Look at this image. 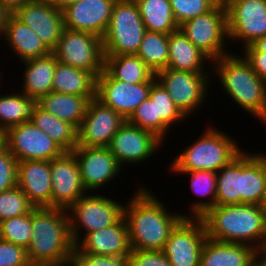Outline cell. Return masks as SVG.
Masks as SVG:
<instances>
[{"instance_id": "cell-23", "label": "cell", "mask_w": 266, "mask_h": 266, "mask_svg": "<svg viewBox=\"0 0 266 266\" xmlns=\"http://www.w3.org/2000/svg\"><path fill=\"white\" fill-rule=\"evenodd\" d=\"M168 45L167 68L188 72H212L209 70L212 69V60L197 48L180 29L168 35ZM209 66L210 68H208Z\"/></svg>"}, {"instance_id": "cell-38", "label": "cell", "mask_w": 266, "mask_h": 266, "mask_svg": "<svg viewBox=\"0 0 266 266\" xmlns=\"http://www.w3.org/2000/svg\"><path fill=\"white\" fill-rule=\"evenodd\" d=\"M149 98L155 99L156 118H161L171 129L174 125L176 126L182 123L181 121H183V123H185V120L188 121L175 106L172 98L163 85L157 80L151 85Z\"/></svg>"}, {"instance_id": "cell-55", "label": "cell", "mask_w": 266, "mask_h": 266, "mask_svg": "<svg viewBox=\"0 0 266 266\" xmlns=\"http://www.w3.org/2000/svg\"><path fill=\"white\" fill-rule=\"evenodd\" d=\"M217 4L226 5L230 0H214Z\"/></svg>"}, {"instance_id": "cell-3", "label": "cell", "mask_w": 266, "mask_h": 266, "mask_svg": "<svg viewBox=\"0 0 266 266\" xmlns=\"http://www.w3.org/2000/svg\"><path fill=\"white\" fill-rule=\"evenodd\" d=\"M240 55L232 52L212 61V75L218 77L221 89L238 108L258 118V123L266 127V81Z\"/></svg>"}, {"instance_id": "cell-36", "label": "cell", "mask_w": 266, "mask_h": 266, "mask_svg": "<svg viewBox=\"0 0 266 266\" xmlns=\"http://www.w3.org/2000/svg\"><path fill=\"white\" fill-rule=\"evenodd\" d=\"M136 55L156 74L168 66V35L146 31Z\"/></svg>"}, {"instance_id": "cell-47", "label": "cell", "mask_w": 266, "mask_h": 266, "mask_svg": "<svg viewBox=\"0 0 266 266\" xmlns=\"http://www.w3.org/2000/svg\"><path fill=\"white\" fill-rule=\"evenodd\" d=\"M12 14L13 13L0 2V40H2L5 27Z\"/></svg>"}, {"instance_id": "cell-6", "label": "cell", "mask_w": 266, "mask_h": 266, "mask_svg": "<svg viewBox=\"0 0 266 266\" xmlns=\"http://www.w3.org/2000/svg\"><path fill=\"white\" fill-rule=\"evenodd\" d=\"M146 28L135 0H116L102 37L104 55L136 54Z\"/></svg>"}, {"instance_id": "cell-46", "label": "cell", "mask_w": 266, "mask_h": 266, "mask_svg": "<svg viewBox=\"0 0 266 266\" xmlns=\"http://www.w3.org/2000/svg\"><path fill=\"white\" fill-rule=\"evenodd\" d=\"M243 57L250 63L253 71L264 81H266V56L259 51H240Z\"/></svg>"}, {"instance_id": "cell-16", "label": "cell", "mask_w": 266, "mask_h": 266, "mask_svg": "<svg viewBox=\"0 0 266 266\" xmlns=\"http://www.w3.org/2000/svg\"><path fill=\"white\" fill-rule=\"evenodd\" d=\"M51 178V208L68 210L81 196L88 193L72 151L64 152L51 160Z\"/></svg>"}, {"instance_id": "cell-5", "label": "cell", "mask_w": 266, "mask_h": 266, "mask_svg": "<svg viewBox=\"0 0 266 266\" xmlns=\"http://www.w3.org/2000/svg\"><path fill=\"white\" fill-rule=\"evenodd\" d=\"M211 125V126H210ZM210 125L188 147L182 149L170 162V172L199 170L219 171L237 157L243 149L237 140Z\"/></svg>"}, {"instance_id": "cell-7", "label": "cell", "mask_w": 266, "mask_h": 266, "mask_svg": "<svg viewBox=\"0 0 266 266\" xmlns=\"http://www.w3.org/2000/svg\"><path fill=\"white\" fill-rule=\"evenodd\" d=\"M101 194L86 193L68 209L70 237L74 245L86 234L116 224L123 217L124 204ZM82 231L84 235L81 236Z\"/></svg>"}, {"instance_id": "cell-21", "label": "cell", "mask_w": 266, "mask_h": 266, "mask_svg": "<svg viewBox=\"0 0 266 266\" xmlns=\"http://www.w3.org/2000/svg\"><path fill=\"white\" fill-rule=\"evenodd\" d=\"M51 161L25 160L17 165V186L35 208L51 207Z\"/></svg>"}, {"instance_id": "cell-22", "label": "cell", "mask_w": 266, "mask_h": 266, "mask_svg": "<svg viewBox=\"0 0 266 266\" xmlns=\"http://www.w3.org/2000/svg\"><path fill=\"white\" fill-rule=\"evenodd\" d=\"M73 251L106 256H128L131 247L124 217L116 224L86 234L74 245Z\"/></svg>"}, {"instance_id": "cell-39", "label": "cell", "mask_w": 266, "mask_h": 266, "mask_svg": "<svg viewBox=\"0 0 266 266\" xmlns=\"http://www.w3.org/2000/svg\"><path fill=\"white\" fill-rule=\"evenodd\" d=\"M32 237L31 212L0 222V239L27 249Z\"/></svg>"}, {"instance_id": "cell-52", "label": "cell", "mask_w": 266, "mask_h": 266, "mask_svg": "<svg viewBox=\"0 0 266 266\" xmlns=\"http://www.w3.org/2000/svg\"><path fill=\"white\" fill-rule=\"evenodd\" d=\"M7 147L6 129L0 128V152Z\"/></svg>"}, {"instance_id": "cell-32", "label": "cell", "mask_w": 266, "mask_h": 266, "mask_svg": "<svg viewBox=\"0 0 266 266\" xmlns=\"http://www.w3.org/2000/svg\"><path fill=\"white\" fill-rule=\"evenodd\" d=\"M14 91L0 95V128L6 130L31 121L38 106V99L30 98L21 91Z\"/></svg>"}, {"instance_id": "cell-48", "label": "cell", "mask_w": 266, "mask_h": 266, "mask_svg": "<svg viewBox=\"0 0 266 266\" xmlns=\"http://www.w3.org/2000/svg\"><path fill=\"white\" fill-rule=\"evenodd\" d=\"M251 266H266V248L255 249L252 257Z\"/></svg>"}, {"instance_id": "cell-30", "label": "cell", "mask_w": 266, "mask_h": 266, "mask_svg": "<svg viewBox=\"0 0 266 266\" xmlns=\"http://www.w3.org/2000/svg\"><path fill=\"white\" fill-rule=\"evenodd\" d=\"M104 69L114 78L130 84L154 82L155 73L136 55H104Z\"/></svg>"}, {"instance_id": "cell-35", "label": "cell", "mask_w": 266, "mask_h": 266, "mask_svg": "<svg viewBox=\"0 0 266 266\" xmlns=\"http://www.w3.org/2000/svg\"><path fill=\"white\" fill-rule=\"evenodd\" d=\"M146 31L169 35L179 29L169 0H135Z\"/></svg>"}, {"instance_id": "cell-28", "label": "cell", "mask_w": 266, "mask_h": 266, "mask_svg": "<svg viewBox=\"0 0 266 266\" xmlns=\"http://www.w3.org/2000/svg\"><path fill=\"white\" fill-rule=\"evenodd\" d=\"M92 99H94L93 96L50 92L38 100V105L78 129L85 116L88 103Z\"/></svg>"}, {"instance_id": "cell-17", "label": "cell", "mask_w": 266, "mask_h": 266, "mask_svg": "<svg viewBox=\"0 0 266 266\" xmlns=\"http://www.w3.org/2000/svg\"><path fill=\"white\" fill-rule=\"evenodd\" d=\"M153 82L130 84L114 79L105 69L97 77L96 99L126 120L149 97Z\"/></svg>"}, {"instance_id": "cell-41", "label": "cell", "mask_w": 266, "mask_h": 266, "mask_svg": "<svg viewBox=\"0 0 266 266\" xmlns=\"http://www.w3.org/2000/svg\"><path fill=\"white\" fill-rule=\"evenodd\" d=\"M169 2L179 26L210 11L217 4L214 0H169Z\"/></svg>"}, {"instance_id": "cell-26", "label": "cell", "mask_w": 266, "mask_h": 266, "mask_svg": "<svg viewBox=\"0 0 266 266\" xmlns=\"http://www.w3.org/2000/svg\"><path fill=\"white\" fill-rule=\"evenodd\" d=\"M255 248L247 244L215 241L207 238L200 266H251Z\"/></svg>"}, {"instance_id": "cell-8", "label": "cell", "mask_w": 266, "mask_h": 266, "mask_svg": "<svg viewBox=\"0 0 266 266\" xmlns=\"http://www.w3.org/2000/svg\"><path fill=\"white\" fill-rule=\"evenodd\" d=\"M210 74L211 72H188L166 68L158 71L155 77L169 93L175 106L189 119L207 103V96L211 93L209 88L213 82V76Z\"/></svg>"}, {"instance_id": "cell-34", "label": "cell", "mask_w": 266, "mask_h": 266, "mask_svg": "<svg viewBox=\"0 0 266 266\" xmlns=\"http://www.w3.org/2000/svg\"><path fill=\"white\" fill-rule=\"evenodd\" d=\"M31 121L46 132L65 152L73 151L78 145V129L71 123L45 111L39 105Z\"/></svg>"}, {"instance_id": "cell-18", "label": "cell", "mask_w": 266, "mask_h": 266, "mask_svg": "<svg viewBox=\"0 0 266 266\" xmlns=\"http://www.w3.org/2000/svg\"><path fill=\"white\" fill-rule=\"evenodd\" d=\"M72 152L78 161L84 187L89 192L103 190L104 185L115 181L123 170L108 147L76 146Z\"/></svg>"}, {"instance_id": "cell-2", "label": "cell", "mask_w": 266, "mask_h": 266, "mask_svg": "<svg viewBox=\"0 0 266 266\" xmlns=\"http://www.w3.org/2000/svg\"><path fill=\"white\" fill-rule=\"evenodd\" d=\"M200 218L207 238L255 249L266 246V215L258 205H216Z\"/></svg>"}, {"instance_id": "cell-4", "label": "cell", "mask_w": 266, "mask_h": 266, "mask_svg": "<svg viewBox=\"0 0 266 266\" xmlns=\"http://www.w3.org/2000/svg\"><path fill=\"white\" fill-rule=\"evenodd\" d=\"M32 237L27 257L33 263L72 264L68 210L41 207L31 211Z\"/></svg>"}, {"instance_id": "cell-25", "label": "cell", "mask_w": 266, "mask_h": 266, "mask_svg": "<svg viewBox=\"0 0 266 266\" xmlns=\"http://www.w3.org/2000/svg\"><path fill=\"white\" fill-rule=\"evenodd\" d=\"M25 68L23 72V92L30 98L40 99L42 96L52 92L53 77L57 59L50 53L47 56L28 59L21 62Z\"/></svg>"}, {"instance_id": "cell-37", "label": "cell", "mask_w": 266, "mask_h": 266, "mask_svg": "<svg viewBox=\"0 0 266 266\" xmlns=\"http://www.w3.org/2000/svg\"><path fill=\"white\" fill-rule=\"evenodd\" d=\"M131 125L150 131L163 142L171 131L170 127L161 119L156 118L155 99H145L127 119Z\"/></svg>"}, {"instance_id": "cell-24", "label": "cell", "mask_w": 266, "mask_h": 266, "mask_svg": "<svg viewBox=\"0 0 266 266\" xmlns=\"http://www.w3.org/2000/svg\"><path fill=\"white\" fill-rule=\"evenodd\" d=\"M2 37L13 53L15 52L14 54L19 57L20 62L44 57L51 53L38 35L14 14L10 16Z\"/></svg>"}, {"instance_id": "cell-44", "label": "cell", "mask_w": 266, "mask_h": 266, "mask_svg": "<svg viewBox=\"0 0 266 266\" xmlns=\"http://www.w3.org/2000/svg\"><path fill=\"white\" fill-rule=\"evenodd\" d=\"M28 262L25 248L0 239V266H25Z\"/></svg>"}, {"instance_id": "cell-1", "label": "cell", "mask_w": 266, "mask_h": 266, "mask_svg": "<svg viewBox=\"0 0 266 266\" xmlns=\"http://www.w3.org/2000/svg\"><path fill=\"white\" fill-rule=\"evenodd\" d=\"M137 187L123 211L131 250L163 251L172 229L188 214L170 211L149 187Z\"/></svg>"}, {"instance_id": "cell-45", "label": "cell", "mask_w": 266, "mask_h": 266, "mask_svg": "<svg viewBox=\"0 0 266 266\" xmlns=\"http://www.w3.org/2000/svg\"><path fill=\"white\" fill-rule=\"evenodd\" d=\"M129 266H172L163 251L131 250Z\"/></svg>"}, {"instance_id": "cell-13", "label": "cell", "mask_w": 266, "mask_h": 266, "mask_svg": "<svg viewBox=\"0 0 266 266\" xmlns=\"http://www.w3.org/2000/svg\"><path fill=\"white\" fill-rule=\"evenodd\" d=\"M226 8L229 44L238 40L244 49L266 36V0H230Z\"/></svg>"}, {"instance_id": "cell-12", "label": "cell", "mask_w": 266, "mask_h": 266, "mask_svg": "<svg viewBox=\"0 0 266 266\" xmlns=\"http://www.w3.org/2000/svg\"><path fill=\"white\" fill-rule=\"evenodd\" d=\"M7 149L19 161H51L65 151L32 121L12 126L6 130Z\"/></svg>"}, {"instance_id": "cell-51", "label": "cell", "mask_w": 266, "mask_h": 266, "mask_svg": "<svg viewBox=\"0 0 266 266\" xmlns=\"http://www.w3.org/2000/svg\"><path fill=\"white\" fill-rule=\"evenodd\" d=\"M53 1L61 10H63L65 7H68L74 3H78L83 0H53Z\"/></svg>"}, {"instance_id": "cell-53", "label": "cell", "mask_w": 266, "mask_h": 266, "mask_svg": "<svg viewBox=\"0 0 266 266\" xmlns=\"http://www.w3.org/2000/svg\"><path fill=\"white\" fill-rule=\"evenodd\" d=\"M72 264H56V263H33L28 262L25 266H71Z\"/></svg>"}, {"instance_id": "cell-20", "label": "cell", "mask_w": 266, "mask_h": 266, "mask_svg": "<svg viewBox=\"0 0 266 266\" xmlns=\"http://www.w3.org/2000/svg\"><path fill=\"white\" fill-rule=\"evenodd\" d=\"M116 0H83L62 10L64 28L102 38L108 28Z\"/></svg>"}, {"instance_id": "cell-27", "label": "cell", "mask_w": 266, "mask_h": 266, "mask_svg": "<svg viewBox=\"0 0 266 266\" xmlns=\"http://www.w3.org/2000/svg\"><path fill=\"white\" fill-rule=\"evenodd\" d=\"M242 151V204L260 206L266 188V153Z\"/></svg>"}, {"instance_id": "cell-11", "label": "cell", "mask_w": 266, "mask_h": 266, "mask_svg": "<svg viewBox=\"0 0 266 266\" xmlns=\"http://www.w3.org/2000/svg\"><path fill=\"white\" fill-rule=\"evenodd\" d=\"M206 239L201 218L183 217L172 229L163 253L172 266H200Z\"/></svg>"}, {"instance_id": "cell-10", "label": "cell", "mask_w": 266, "mask_h": 266, "mask_svg": "<svg viewBox=\"0 0 266 266\" xmlns=\"http://www.w3.org/2000/svg\"><path fill=\"white\" fill-rule=\"evenodd\" d=\"M51 53L57 61L87 70L96 77L104 70L102 38L88 32L64 28Z\"/></svg>"}, {"instance_id": "cell-31", "label": "cell", "mask_w": 266, "mask_h": 266, "mask_svg": "<svg viewBox=\"0 0 266 266\" xmlns=\"http://www.w3.org/2000/svg\"><path fill=\"white\" fill-rule=\"evenodd\" d=\"M178 174L188 175L190 178L188 187L191 189L193 194L198 196L196 201H193L188 213V217L200 218L209 209L216 206V186H217V173L209 170H199L190 172H175ZM199 197H202L201 199ZM208 199H206V198ZM206 199L205 200H203ZM199 200V201H198Z\"/></svg>"}, {"instance_id": "cell-54", "label": "cell", "mask_w": 266, "mask_h": 266, "mask_svg": "<svg viewBox=\"0 0 266 266\" xmlns=\"http://www.w3.org/2000/svg\"><path fill=\"white\" fill-rule=\"evenodd\" d=\"M260 207L262 208V210L264 211V213L266 215V188H265L264 197H263V200L260 204Z\"/></svg>"}, {"instance_id": "cell-42", "label": "cell", "mask_w": 266, "mask_h": 266, "mask_svg": "<svg viewBox=\"0 0 266 266\" xmlns=\"http://www.w3.org/2000/svg\"><path fill=\"white\" fill-rule=\"evenodd\" d=\"M71 266H129L128 256H106L73 251Z\"/></svg>"}, {"instance_id": "cell-40", "label": "cell", "mask_w": 266, "mask_h": 266, "mask_svg": "<svg viewBox=\"0 0 266 266\" xmlns=\"http://www.w3.org/2000/svg\"><path fill=\"white\" fill-rule=\"evenodd\" d=\"M34 208L27 195L17 185L0 192V222L28 214Z\"/></svg>"}, {"instance_id": "cell-43", "label": "cell", "mask_w": 266, "mask_h": 266, "mask_svg": "<svg viewBox=\"0 0 266 266\" xmlns=\"http://www.w3.org/2000/svg\"><path fill=\"white\" fill-rule=\"evenodd\" d=\"M17 165L18 161L7 147L0 152V192L17 185Z\"/></svg>"}, {"instance_id": "cell-14", "label": "cell", "mask_w": 266, "mask_h": 266, "mask_svg": "<svg viewBox=\"0 0 266 266\" xmlns=\"http://www.w3.org/2000/svg\"><path fill=\"white\" fill-rule=\"evenodd\" d=\"M162 144L163 141L155 134L126 121L113 136L108 148L123 168L127 164H144Z\"/></svg>"}, {"instance_id": "cell-50", "label": "cell", "mask_w": 266, "mask_h": 266, "mask_svg": "<svg viewBox=\"0 0 266 266\" xmlns=\"http://www.w3.org/2000/svg\"><path fill=\"white\" fill-rule=\"evenodd\" d=\"M31 0H0V2L14 13L19 7H22Z\"/></svg>"}, {"instance_id": "cell-9", "label": "cell", "mask_w": 266, "mask_h": 266, "mask_svg": "<svg viewBox=\"0 0 266 266\" xmlns=\"http://www.w3.org/2000/svg\"><path fill=\"white\" fill-rule=\"evenodd\" d=\"M179 29L212 61L231 53L225 44L229 41L226 5L216 4L210 11L182 23Z\"/></svg>"}, {"instance_id": "cell-49", "label": "cell", "mask_w": 266, "mask_h": 266, "mask_svg": "<svg viewBox=\"0 0 266 266\" xmlns=\"http://www.w3.org/2000/svg\"><path fill=\"white\" fill-rule=\"evenodd\" d=\"M242 51H259L266 56V36L256 39L253 43L246 46Z\"/></svg>"}, {"instance_id": "cell-29", "label": "cell", "mask_w": 266, "mask_h": 266, "mask_svg": "<svg viewBox=\"0 0 266 266\" xmlns=\"http://www.w3.org/2000/svg\"><path fill=\"white\" fill-rule=\"evenodd\" d=\"M96 88L97 77L93 73L57 61L52 92L96 98Z\"/></svg>"}, {"instance_id": "cell-15", "label": "cell", "mask_w": 266, "mask_h": 266, "mask_svg": "<svg viewBox=\"0 0 266 266\" xmlns=\"http://www.w3.org/2000/svg\"><path fill=\"white\" fill-rule=\"evenodd\" d=\"M126 121L122 115L96 98L90 100L77 130V146L108 147L113 136Z\"/></svg>"}, {"instance_id": "cell-19", "label": "cell", "mask_w": 266, "mask_h": 266, "mask_svg": "<svg viewBox=\"0 0 266 266\" xmlns=\"http://www.w3.org/2000/svg\"><path fill=\"white\" fill-rule=\"evenodd\" d=\"M52 51L64 29L62 10L53 0H31L13 13Z\"/></svg>"}, {"instance_id": "cell-33", "label": "cell", "mask_w": 266, "mask_h": 266, "mask_svg": "<svg viewBox=\"0 0 266 266\" xmlns=\"http://www.w3.org/2000/svg\"><path fill=\"white\" fill-rule=\"evenodd\" d=\"M216 173V205L242 204V152Z\"/></svg>"}, {"instance_id": "cell-56", "label": "cell", "mask_w": 266, "mask_h": 266, "mask_svg": "<svg viewBox=\"0 0 266 266\" xmlns=\"http://www.w3.org/2000/svg\"><path fill=\"white\" fill-rule=\"evenodd\" d=\"M1 73H2V71H0V81L3 80V79H1L3 77V74L1 76Z\"/></svg>"}]
</instances>
